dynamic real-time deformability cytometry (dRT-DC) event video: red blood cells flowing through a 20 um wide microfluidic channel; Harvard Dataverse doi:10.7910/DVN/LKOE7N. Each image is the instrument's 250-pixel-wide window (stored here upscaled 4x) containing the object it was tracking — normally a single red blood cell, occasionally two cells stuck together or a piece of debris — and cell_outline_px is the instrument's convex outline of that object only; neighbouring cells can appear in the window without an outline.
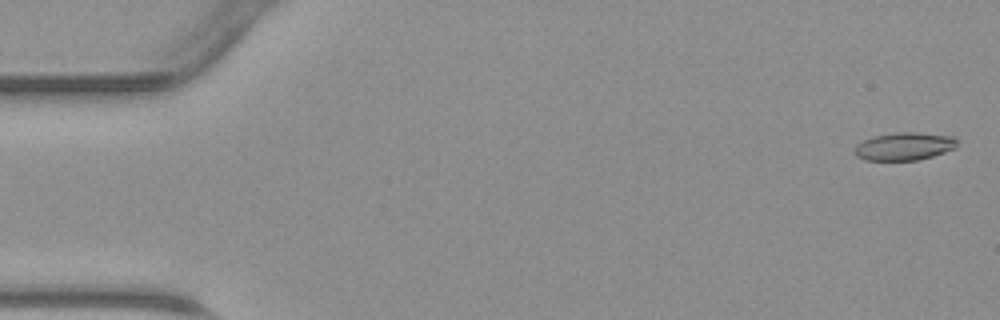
{"species": "common noctule bat (a hibernating species)", "species_latin": "Nyctalus noctula", "temperature_condition": "warm", "stored_images_in_passage": 47, "camera_frame_rate_fps": 3000, "um_per_image_px": 0.085, "animal": {"sex": "male", "body_mass_g": 23.1, "forearm_length_mm": 52.7}, "frame": {"image": 1, "passage_image": 2, "time_ms": 0.333, "image_size_px": [1000, 320], "cell_outline_px": [[956, 148], [932, 156], [916, 160], [864, 160], [856, 156], [852, 152], [856, 144], [864, 140], [876, 136], [896, 132], [912, 132], [952, 136], [956, 140]], "centroid_in_image_um": [76.81, 12.44], "position_along_channel_um": 8.2, "area_um2": 16.53}}
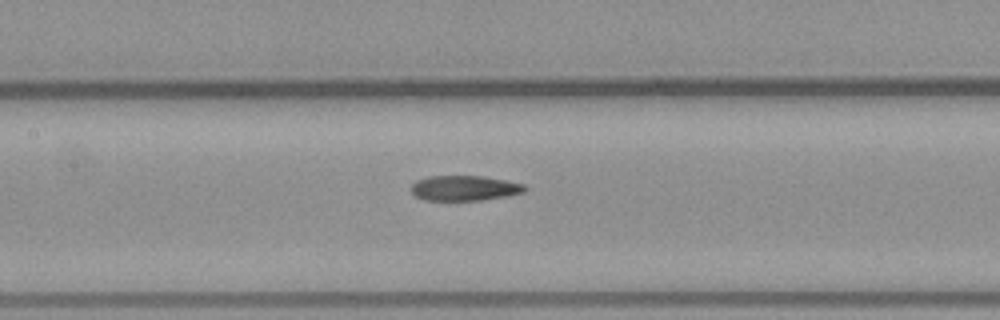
{"frame": {"image": 2, "passage_image": 22, "time_ms": 7.0, "image_size_px": [1000, 320], "cell_outline_px": [[528, 188], [524, 192], [508, 196], [480, 200], [424, 200], [416, 196], [412, 192], [412, 184], [416, 180], [428, 176], [484, 176], [524, 184]], "centroid_in_image_um": [39.49, 15.98], "position_along_channel_um": 167.9, "area_um2": 16.65}}
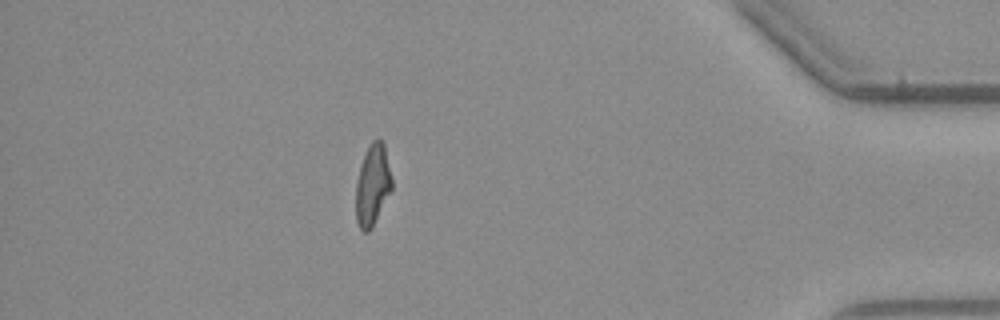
{"frame": {"image": 3, "passage_image": 41, "time_ms": 13.333, "image_size_px": [1000, 320], "cell_outline_px": [[392, 188], [372, 228], [368, 232], [364, 232], [360, 228], [356, 220], [356, 180], [360, 164], [368, 144], [372, 140], [380, 140], [384, 144], [392, 180]], "centroid_in_image_um": [31.65, 15.72], "position_along_channel_um": 403.6, "area_um2": 16.99}}